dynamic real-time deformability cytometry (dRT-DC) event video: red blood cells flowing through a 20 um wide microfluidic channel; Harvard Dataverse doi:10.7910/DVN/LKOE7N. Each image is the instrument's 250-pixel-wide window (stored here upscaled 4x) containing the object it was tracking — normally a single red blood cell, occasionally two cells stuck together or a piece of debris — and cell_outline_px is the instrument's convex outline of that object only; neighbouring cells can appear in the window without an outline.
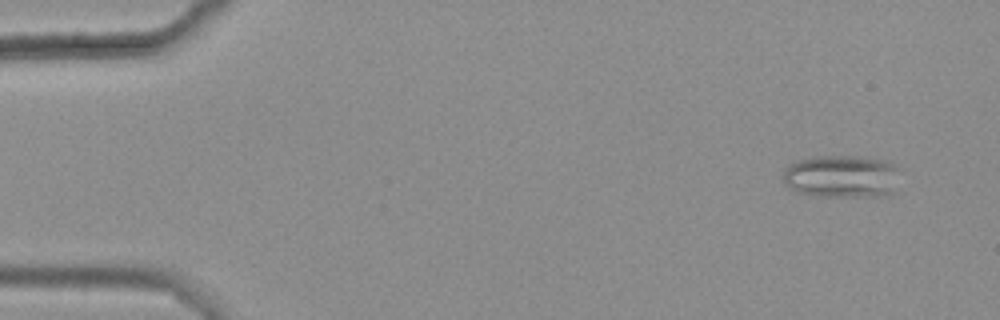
{"species": "common noctule bat (a hibernating species)", "species_latin": "Nyctalus noctula", "temperature_condition": "warm", "stored_images_in_passage": 49, "camera_frame_rate_fps": 3000, "um_per_image_px": 0.085, "animal": {"sex": "female", "body_mass_g": 25.1}, "frame": {"image": 1, "passage_image": 4, "time_ms": 1.0, "image_size_px": [1000, 320], "cell_outline_px": [[900, 168], [892, 192], [888, 196], [816, 196], [800, 192], [788, 188], [784, 180], [784, 168], [788, 164], [796, 160], [820, 156], [856, 156], [888, 160]], "centroid_in_image_um": [71.55, 14.98], "position_along_channel_um": 13.4, "area_um2": 29.3}}
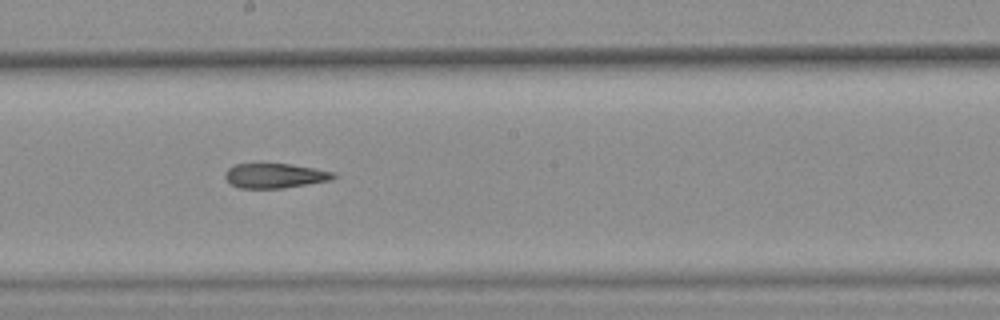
{"frame": {"image": 2, "passage_image": 31, "time_ms": 10.0, "image_size_px": [1000, 320], "cell_outline_px": [[336, 176], [332, 180], [280, 188], [240, 188], [232, 184], [224, 176], [224, 172], [228, 168], [236, 164], [288, 164], [316, 168], [336, 172]], "centroid_in_image_um": [23.39, 14.93], "position_along_channel_um": 224.8, "area_um2": 15.49}}
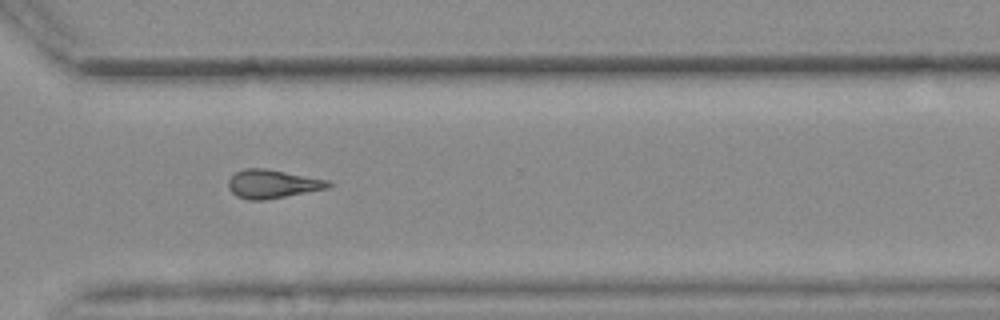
{"frame": {"image": 3, "passage_image": 41, "time_ms": 13.333, "image_size_px": [1000, 320], "cell_outline_px": [[332, 184], [328, 188], [264, 200], [248, 200], [236, 196], [228, 188], [228, 180], [236, 172], [244, 168], [264, 168], [328, 180]], "centroid_in_image_um": [23.12, 15.64], "position_along_channel_um": 347.5, "area_um2": 16.47}, "authors_computed_cell_mechanics": {"area_um2": 16.9354, "velocity_mm_per_s": 3.6736, "shape_relaxation_time_tau1_ms": null, "shape_relaxation_time_tau2_ms": 5.7455, "deformation_change_tau1": null, "deformation_change_tau2": 0.1831}}